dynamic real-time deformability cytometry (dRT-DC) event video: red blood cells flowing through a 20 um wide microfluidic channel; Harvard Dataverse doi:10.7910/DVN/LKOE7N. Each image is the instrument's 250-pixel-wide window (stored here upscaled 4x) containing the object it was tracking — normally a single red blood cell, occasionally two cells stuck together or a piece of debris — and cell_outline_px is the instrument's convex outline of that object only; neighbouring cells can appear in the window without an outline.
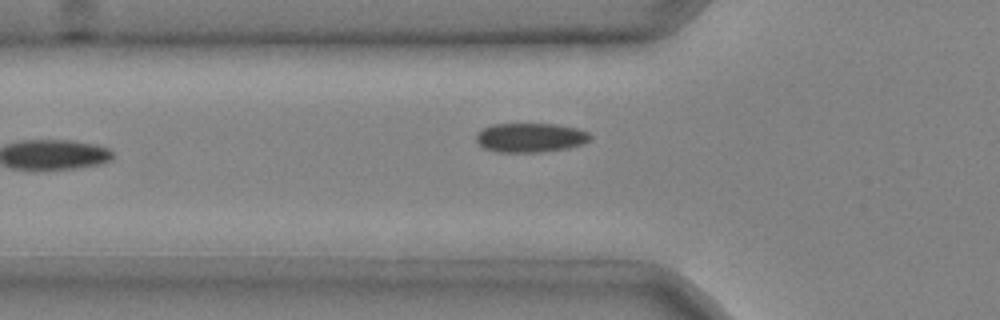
{"species": "common noctule bat (a hibernating species)", "species_latin": "Nyctalus noctula", "temperature_condition": "cold", "stored_images_in_passage": 4, "camera_frame_rate_fps": 3000, "um_per_image_px": 0.085, "animal": {"sex": "male", "body_mass_g": 20.4}, "frame": {"image": 1, "passage_image": 4, "time_ms": 1.0, "image_size_px": [1000, 320], "cell_outline_px": [[592, 136], [584, 144], [568, 148], [540, 152], [496, 152], [484, 148], [476, 140], [476, 132], [492, 124], [556, 124], [576, 128], [588, 132]], "centroid_in_image_um": [45.08, 11.7], "position_along_channel_um": 80.7, "area_um2": 19.48}}